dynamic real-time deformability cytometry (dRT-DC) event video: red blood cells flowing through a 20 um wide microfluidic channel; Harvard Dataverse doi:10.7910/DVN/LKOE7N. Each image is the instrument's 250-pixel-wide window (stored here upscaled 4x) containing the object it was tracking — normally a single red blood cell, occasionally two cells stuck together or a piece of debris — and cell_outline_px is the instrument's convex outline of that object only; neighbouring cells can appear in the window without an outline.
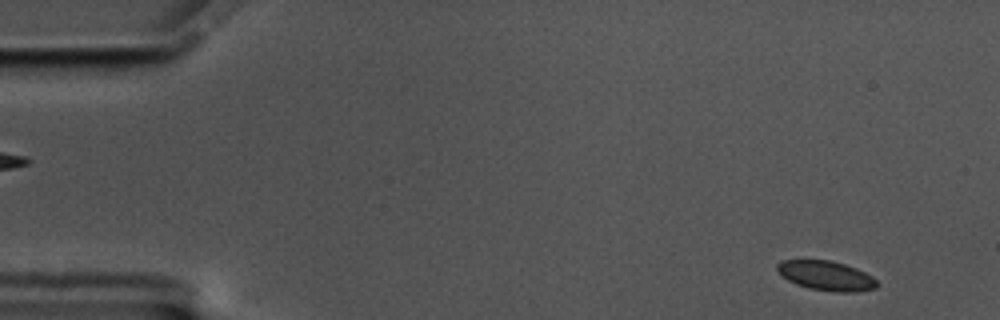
{"species": "common noctule bat (a hibernating species)", "species_latin": "Nyctalus noctula", "temperature_condition": "cold", "stored_images_in_passage": 58, "segment_of_instrument_passage": [1, 2], "camera_frame_rate_fps": 3000, "um_per_image_px": 0.085, "animal": {"sex": "male", "body_mass_g": 17.5, "forearm_length_mm": 52.3}, "frame": {"image": 1, "passage_image": 3, "time_ms": 0.667, "image_size_px": [1000, 320], "cell_outline_px": [[876, 288], [856, 292], [836, 292], [808, 288], [796, 284], [788, 280], [776, 268], [776, 264], [780, 260], [832, 260], [856, 268], [872, 276], [876, 280]], "centroid_in_image_um": [70.22, 23.43], "position_along_channel_um": 14.8, "area_um2": 17.11}}
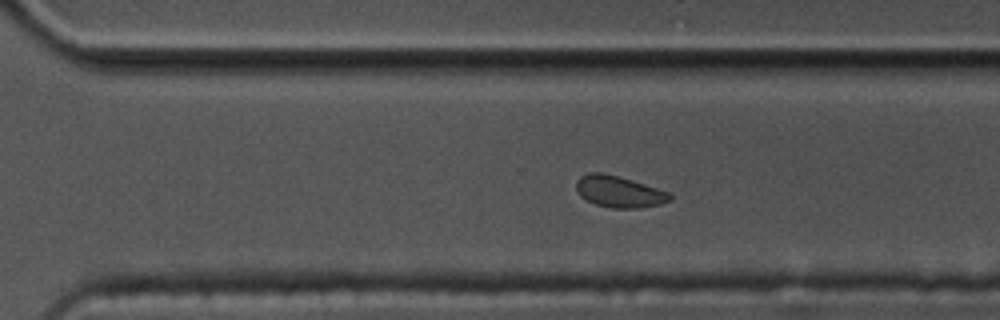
{"frame": {"image": 2, "passage_image": 39, "time_ms": 12.667, "image_size_px": [1000, 320], "cell_outline_px": [[672, 200], [660, 204], [636, 208], [612, 208], [596, 204], [580, 196], [576, 192], [576, 180], [580, 176], [588, 172], [600, 172], [620, 176], [668, 192], [672, 196]], "centroid_in_image_um": [52.58, 16.28], "position_along_channel_um": 318.0, "area_um2": 17.17}}
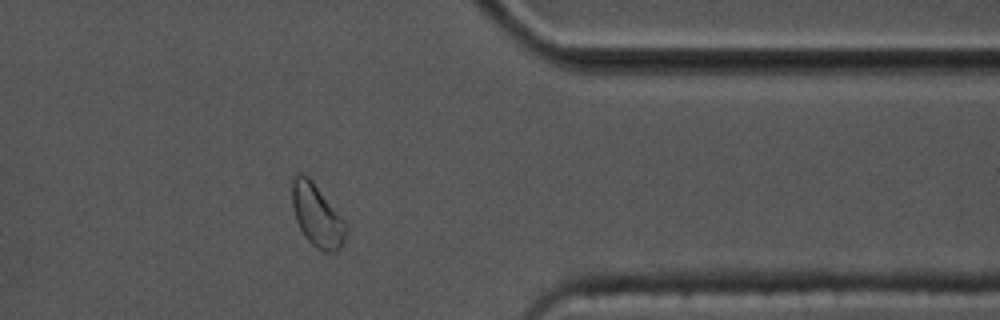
{"frame": {"image": 3, "passage_image": 46, "time_ms": 15.0, "image_size_px": [1000, 320], "cell_outline_px": [[348, 228], [344, 244], [336, 252], [324, 252], [316, 248], [304, 236], [296, 220], [292, 204], [292, 180], [300, 172], [308, 176], [312, 180], [348, 224]], "centroid_in_image_um": [26.98, 18.34], "position_along_channel_um": 384.4, "area_um2": 19.83}}